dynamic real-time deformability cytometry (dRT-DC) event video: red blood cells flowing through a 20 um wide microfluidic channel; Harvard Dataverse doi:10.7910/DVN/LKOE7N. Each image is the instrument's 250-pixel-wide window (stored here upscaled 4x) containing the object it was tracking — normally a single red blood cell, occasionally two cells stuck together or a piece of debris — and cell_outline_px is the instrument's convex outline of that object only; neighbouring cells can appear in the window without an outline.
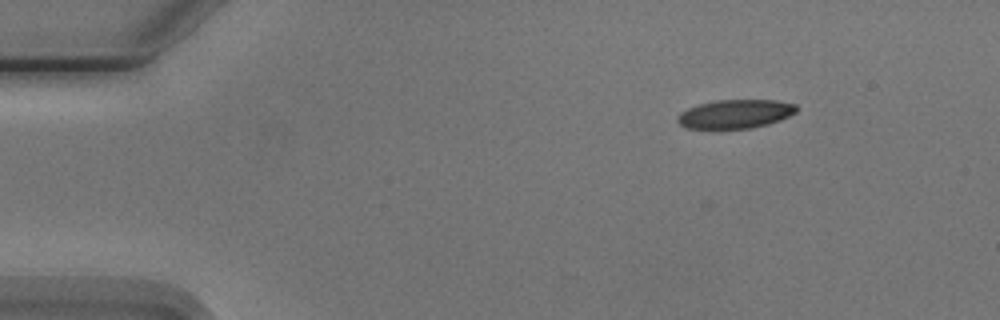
{"species": "Egyptian fruit bat (a non-hibernating species)", "species_latin": "Rousettus aegyptiacus", "temperature_condition": "cold", "stored_images_in_passage": 6, "camera_frame_rate_fps": 3000, "um_per_image_px": 0.085, "animal": {"sex": "male"}, "frame": {"image": 1, "passage_image": 1, "time_ms": 0.0, "image_size_px": [1000, 320], "cell_outline_px": [[796, 112], [780, 120], [768, 124], [752, 128], [688, 128], [680, 124], [676, 120], [676, 116], [680, 112], [688, 108], [700, 104], [716, 100], [776, 100], [796, 104]], "centroid_in_image_um": [62.49, 9.68], "position_along_channel_um": 22.5, "area_um2": 19.83}}
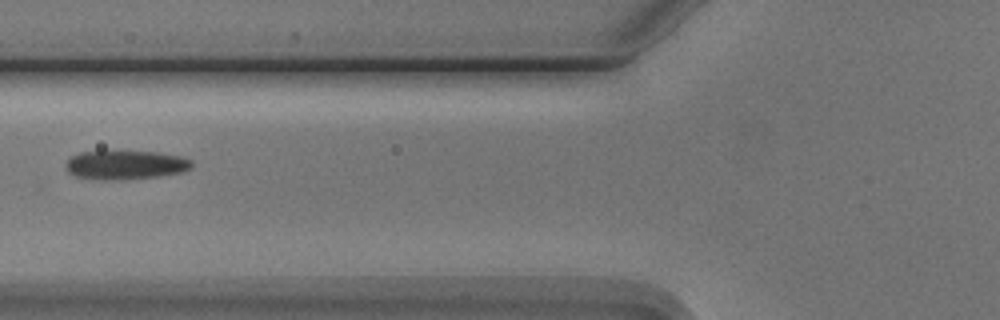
{"frame": {"image": 2, "passage_image": 5, "time_ms": 4.667, "image_size_px": [1000, 320], "cell_outline_px": [[192, 164], [188, 168], [180, 172], [160, 176], [104, 180], [76, 176], [68, 172], [64, 168], [64, 164], [72, 156], [80, 152], [100, 148], [104, 148], [156, 152], [180, 156], [192, 160]], "centroid_in_image_um": [10.57, 13.95], "position_along_channel_um": 115.2, "area_um2": 21.91}}
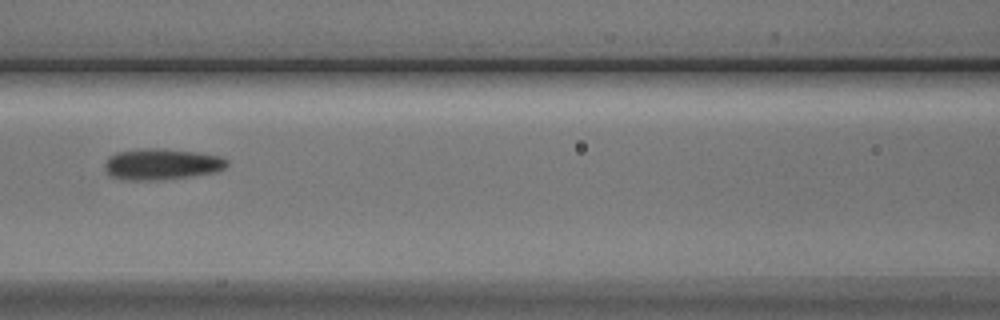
{"frame": {"image": 3, "passage_image": 6, "time_ms": 5.667, "image_size_px": [1000, 320], "cell_outline_px": [[228, 164], [224, 168], [212, 172], [192, 176], [164, 180], [132, 180], [112, 176], [104, 168], [104, 164], [108, 156], [116, 152], [140, 148], [164, 148], [196, 152], [220, 156], [228, 160]], "centroid_in_image_um": [13.72, 13.94], "position_along_channel_um": 152.9, "area_um2": 22.25}}